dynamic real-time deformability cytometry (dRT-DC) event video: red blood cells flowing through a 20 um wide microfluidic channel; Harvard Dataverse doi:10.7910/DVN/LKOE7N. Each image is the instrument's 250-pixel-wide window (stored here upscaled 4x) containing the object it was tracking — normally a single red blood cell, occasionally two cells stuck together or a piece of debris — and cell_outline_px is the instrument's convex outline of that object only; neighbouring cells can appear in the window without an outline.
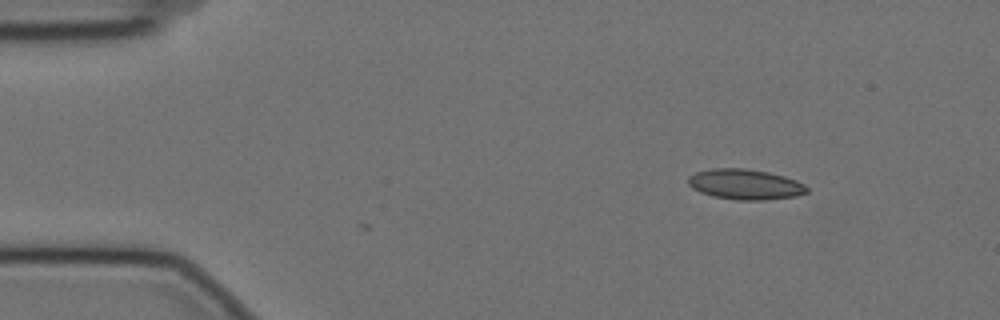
{"species": "Egyptian fruit bat (a non-hibernating species)", "species_latin": "Rousettus aegyptiacus", "temperature_condition": "cold", "stored_images_in_passage": 2, "camera_frame_rate_fps": 3000, "um_per_image_px": 0.085, "animal": {"sex": "female"}, "frame": {"image": 1, "passage_image": 2, "time_ms": 0.333, "image_size_px": [1000, 320], "cell_outline_px": [[808, 192], [796, 196], [764, 200], [736, 200], [712, 196], [700, 192], [692, 188], [688, 184], [688, 176], [696, 172], [712, 168], [744, 168], [768, 172], [784, 176], [796, 180], [804, 184], [808, 188]], "centroid_in_image_um": [63.33, 15.67], "position_along_channel_um": 21.7, "area_um2": 21.1}}